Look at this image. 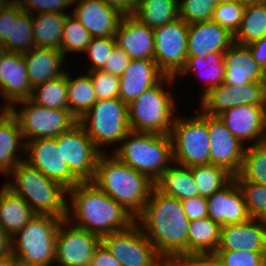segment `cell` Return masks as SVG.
I'll return each mask as SVG.
<instances>
[{
    "mask_svg": "<svg viewBox=\"0 0 266 266\" xmlns=\"http://www.w3.org/2000/svg\"><path fill=\"white\" fill-rule=\"evenodd\" d=\"M135 222L162 259L176 260L188 254L190 220L179 199L164 195L154 187Z\"/></svg>",
    "mask_w": 266,
    "mask_h": 266,
    "instance_id": "1",
    "label": "cell"
},
{
    "mask_svg": "<svg viewBox=\"0 0 266 266\" xmlns=\"http://www.w3.org/2000/svg\"><path fill=\"white\" fill-rule=\"evenodd\" d=\"M67 195L70 196L67 221L100 237L135 223V218L121 204L92 182H79L68 189Z\"/></svg>",
    "mask_w": 266,
    "mask_h": 266,
    "instance_id": "2",
    "label": "cell"
},
{
    "mask_svg": "<svg viewBox=\"0 0 266 266\" xmlns=\"http://www.w3.org/2000/svg\"><path fill=\"white\" fill-rule=\"evenodd\" d=\"M102 153L92 183L121 204L135 219L142 213L155 187L147 176L120 161L114 154Z\"/></svg>",
    "mask_w": 266,
    "mask_h": 266,
    "instance_id": "3",
    "label": "cell"
},
{
    "mask_svg": "<svg viewBox=\"0 0 266 266\" xmlns=\"http://www.w3.org/2000/svg\"><path fill=\"white\" fill-rule=\"evenodd\" d=\"M12 182H4L14 194L28 203L34 214L66 219L68 189L49 179L41 171L20 162L9 174ZM66 197V198H65Z\"/></svg>",
    "mask_w": 266,
    "mask_h": 266,
    "instance_id": "4",
    "label": "cell"
},
{
    "mask_svg": "<svg viewBox=\"0 0 266 266\" xmlns=\"http://www.w3.org/2000/svg\"><path fill=\"white\" fill-rule=\"evenodd\" d=\"M114 148L112 154L154 183L173 163L170 135L130 130Z\"/></svg>",
    "mask_w": 266,
    "mask_h": 266,
    "instance_id": "5",
    "label": "cell"
},
{
    "mask_svg": "<svg viewBox=\"0 0 266 266\" xmlns=\"http://www.w3.org/2000/svg\"><path fill=\"white\" fill-rule=\"evenodd\" d=\"M175 81L176 78L165 76L157 85L142 92L128 104L131 131L170 135L177 108L173 94L164 88Z\"/></svg>",
    "mask_w": 266,
    "mask_h": 266,
    "instance_id": "6",
    "label": "cell"
},
{
    "mask_svg": "<svg viewBox=\"0 0 266 266\" xmlns=\"http://www.w3.org/2000/svg\"><path fill=\"white\" fill-rule=\"evenodd\" d=\"M63 219L35 214L12 239V254L38 266H54L58 227Z\"/></svg>",
    "mask_w": 266,
    "mask_h": 266,
    "instance_id": "7",
    "label": "cell"
},
{
    "mask_svg": "<svg viewBox=\"0 0 266 266\" xmlns=\"http://www.w3.org/2000/svg\"><path fill=\"white\" fill-rule=\"evenodd\" d=\"M172 158L177 165L193 167L210 164V136L207 115L175 117L171 128Z\"/></svg>",
    "mask_w": 266,
    "mask_h": 266,
    "instance_id": "8",
    "label": "cell"
},
{
    "mask_svg": "<svg viewBox=\"0 0 266 266\" xmlns=\"http://www.w3.org/2000/svg\"><path fill=\"white\" fill-rule=\"evenodd\" d=\"M78 123L104 153L102 146L120 143L130 131L128 105L119 98L97 100Z\"/></svg>",
    "mask_w": 266,
    "mask_h": 266,
    "instance_id": "9",
    "label": "cell"
},
{
    "mask_svg": "<svg viewBox=\"0 0 266 266\" xmlns=\"http://www.w3.org/2000/svg\"><path fill=\"white\" fill-rule=\"evenodd\" d=\"M16 104L22 105L19 112L15 105L9 110L19 122L25 143L40 138H55L78 123L68 109L45 108L30 99Z\"/></svg>",
    "mask_w": 266,
    "mask_h": 266,
    "instance_id": "10",
    "label": "cell"
},
{
    "mask_svg": "<svg viewBox=\"0 0 266 266\" xmlns=\"http://www.w3.org/2000/svg\"><path fill=\"white\" fill-rule=\"evenodd\" d=\"M189 25L180 17L154 32V61L165 75L177 78L187 62Z\"/></svg>",
    "mask_w": 266,
    "mask_h": 266,
    "instance_id": "11",
    "label": "cell"
},
{
    "mask_svg": "<svg viewBox=\"0 0 266 266\" xmlns=\"http://www.w3.org/2000/svg\"><path fill=\"white\" fill-rule=\"evenodd\" d=\"M57 146H61L63 160L70 173L79 182H92L96 165L102 152L79 124L55 137Z\"/></svg>",
    "mask_w": 266,
    "mask_h": 266,
    "instance_id": "12",
    "label": "cell"
},
{
    "mask_svg": "<svg viewBox=\"0 0 266 266\" xmlns=\"http://www.w3.org/2000/svg\"><path fill=\"white\" fill-rule=\"evenodd\" d=\"M101 242L122 266H157L163 260L136 222L125 230L103 235Z\"/></svg>",
    "mask_w": 266,
    "mask_h": 266,
    "instance_id": "13",
    "label": "cell"
},
{
    "mask_svg": "<svg viewBox=\"0 0 266 266\" xmlns=\"http://www.w3.org/2000/svg\"><path fill=\"white\" fill-rule=\"evenodd\" d=\"M100 242L101 237L98 234L63 219L56 235L54 266H89Z\"/></svg>",
    "mask_w": 266,
    "mask_h": 266,
    "instance_id": "14",
    "label": "cell"
},
{
    "mask_svg": "<svg viewBox=\"0 0 266 266\" xmlns=\"http://www.w3.org/2000/svg\"><path fill=\"white\" fill-rule=\"evenodd\" d=\"M200 98V112L213 117L239 105L266 106V82H250L241 87L223 83Z\"/></svg>",
    "mask_w": 266,
    "mask_h": 266,
    "instance_id": "15",
    "label": "cell"
},
{
    "mask_svg": "<svg viewBox=\"0 0 266 266\" xmlns=\"http://www.w3.org/2000/svg\"><path fill=\"white\" fill-rule=\"evenodd\" d=\"M24 161L67 189L79 183L63 160L61 146H57L55 138H40L26 142Z\"/></svg>",
    "mask_w": 266,
    "mask_h": 266,
    "instance_id": "16",
    "label": "cell"
},
{
    "mask_svg": "<svg viewBox=\"0 0 266 266\" xmlns=\"http://www.w3.org/2000/svg\"><path fill=\"white\" fill-rule=\"evenodd\" d=\"M207 128L211 147L210 164L224 168L233 177L238 175L246 146L228 130L219 117L207 115Z\"/></svg>",
    "mask_w": 266,
    "mask_h": 266,
    "instance_id": "17",
    "label": "cell"
},
{
    "mask_svg": "<svg viewBox=\"0 0 266 266\" xmlns=\"http://www.w3.org/2000/svg\"><path fill=\"white\" fill-rule=\"evenodd\" d=\"M218 117L242 144L266 142V106L239 105Z\"/></svg>",
    "mask_w": 266,
    "mask_h": 266,
    "instance_id": "18",
    "label": "cell"
},
{
    "mask_svg": "<svg viewBox=\"0 0 266 266\" xmlns=\"http://www.w3.org/2000/svg\"><path fill=\"white\" fill-rule=\"evenodd\" d=\"M31 94L24 56L3 51L0 55V95L7 102L3 107L10 109L17 102L30 99Z\"/></svg>",
    "mask_w": 266,
    "mask_h": 266,
    "instance_id": "19",
    "label": "cell"
},
{
    "mask_svg": "<svg viewBox=\"0 0 266 266\" xmlns=\"http://www.w3.org/2000/svg\"><path fill=\"white\" fill-rule=\"evenodd\" d=\"M72 13L92 37H114L123 15L103 0H73Z\"/></svg>",
    "mask_w": 266,
    "mask_h": 266,
    "instance_id": "20",
    "label": "cell"
},
{
    "mask_svg": "<svg viewBox=\"0 0 266 266\" xmlns=\"http://www.w3.org/2000/svg\"><path fill=\"white\" fill-rule=\"evenodd\" d=\"M208 217L220 226L241 224L251 219L242 190L233 178L225 187L207 198Z\"/></svg>",
    "mask_w": 266,
    "mask_h": 266,
    "instance_id": "21",
    "label": "cell"
},
{
    "mask_svg": "<svg viewBox=\"0 0 266 266\" xmlns=\"http://www.w3.org/2000/svg\"><path fill=\"white\" fill-rule=\"evenodd\" d=\"M116 46L131 60H154V32L134 15L123 16L116 34Z\"/></svg>",
    "mask_w": 266,
    "mask_h": 266,
    "instance_id": "22",
    "label": "cell"
},
{
    "mask_svg": "<svg viewBox=\"0 0 266 266\" xmlns=\"http://www.w3.org/2000/svg\"><path fill=\"white\" fill-rule=\"evenodd\" d=\"M224 63L226 85L241 87L250 82H266V70L255 61L247 45L234 42L224 53Z\"/></svg>",
    "mask_w": 266,
    "mask_h": 266,
    "instance_id": "23",
    "label": "cell"
},
{
    "mask_svg": "<svg viewBox=\"0 0 266 266\" xmlns=\"http://www.w3.org/2000/svg\"><path fill=\"white\" fill-rule=\"evenodd\" d=\"M233 43V34L212 19L189 24L187 56L205 58L208 53L226 52Z\"/></svg>",
    "mask_w": 266,
    "mask_h": 266,
    "instance_id": "24",
    "label": "cell"
},
{
    "mask_svg": "<svg viewBox=\"0 0 266 266\" xmlns=\"http://www.w3.org/2000/svg\"><path fill=\"white\" fill-rule=\"evenodd\" d=\"M217 250L266 251V221L250 219L241 224L221 226Z\"/></svg>",
    "mask_w": 266,
    "mask_h": 266,
    "instance_id": "25",
    "label": "cell"
},
{
    "mask_svg": "<svg viewBox=\"0 0 266 266\" xmlns=\"http://www.w3.org/2000/svg\"><path fill=\"white\" fill-rule=\"evenodd\" d=\"M164 77L154 60H131L128 68L119 76V99L128 105Z\"/></svg>",
    "mask_w": 266,
    "mask_h": 266,
    "instance_id": "26",
    "label": "cell"
},
{
    "mask_svg": "<svg viewBox=\"0 0 266 266\" xmlns=\"http://www.w3.org/2000/svg\"><path fill=\"white\" fill-rule=\"evenodd\" d=\"M23 141L17 118L9 109H5L0 114V173L6 174V177L20 162L25 160L26 143Z\"/></svg>",
    "mask_w": 266,
    "mask_h": 266,
    "instance_id": "27",
    "label": "cell"
},
{
    "mask_svg": "<svg viewBox=\"0 0 266 266\" xmlns=\"http://www.w3.org/2000/svg\"><path fill=\"white\" fill-rule=\"evenodd\" d=\"M23 56L32 89L45 81L66 74V69L63 70L62 66L67 60L60 50L34 47Z\"/></svg>",
    "mask_w": 266,
    "mask_h": 266,
    "instance_id": "28",
    "label": "cell"
},
{
    "mask_svg": "<svg viewBox=\"0 0 266 266\" xmlns=\"http://www.w3.org/2000/svg\"><path fill=\"white\" fill-rule=\"evenodd\" d=\"M30 205L5 185L0 188V227L13 237L34 216Z\"/></svg>",
    "mask_w": 266,
    "mask_h": 266,
    "instance_id": "29",
    "label": "cell"
},
{
    "mask_svg": "<svg viewBox=\"0 0 266 266\" xmlns=\"http://www.w3.org/2000/svg\"><path fill=\"white\" fill-rule=\"evenodd\" d=\"M172 164L154 183L155 188L164 195L179 199L180 201L199 196L191 169L181 165L177 166L174 162Z\"/></svg>",
    "mask_w": 266,
    "mask_h": 266,
    "instance_id": "30",
    "label": "cell"
},
{
    "mask_svg": "<svg viewBox=\"0 0 266 266\" xmlns=\"http://www.w3.org/2000/svg\"><path fill=\"white\" fill-rule=\"evenodd\" d=\"M68 15L59 12L31 15L35 47L60 50L64 23Z\"/></svg>",
    "mask_w": 266,
    "mask_h": 266,
    "instance_id": "31",
    "label": "cell"
},
{
    "mask_svg": "<svg viewBox=\"0 0 266 266\" xmlns=\"http://www.w3.org/2000/svg\"><path fill=\"white\" fill-rule=\"evenodd\" d=\"M224 53L225 52L208 53L205 58L200 55L187 57L186 65L180 74L184 77L183 75H188L196 71L198 74L200 72L201 74L204 73L205 79L204 77L203 79L207 82H205L206 87L203 93H201V97L210 89L223 84L224 76L227 71L226 64L224 63Z\"/></svg>",
    "mask_w": 266,
    "mask_h": 266,
    "instance_id": "32",
    "label": "cell"
},
{
    "mask_svg": "<svg viewBox=\"0 0 266 266\" xmlns=\"http://www.w3.org/2000/svg\"><path fill=\"white\" fill-rule=\"evenodd\" d=\"M68 91V110L77 119H81L97 102L95 90L88 74L76 78L66 72Z\"/></svg>",
    "mask_w": 266,
    "mask_h": 266,
    "instance_id": "33",
    "label": "cell"
},
{
    "mask_svg": "<svg viewBox=\"0 0 266 266\" xmlns=\"http://www.w3.org/2000/svg\"><path fill=\"white\" fill-rule=\"evenodd\" d=\"M221 226L209 217L190 221L188 254L215 253L220 243Z\"/></svg>",
    "mask_w": 266,
    "mask_h": 266,
    "instance_id": "34",
    "label": "cell"
},
{
    "mask_svg": "<svg viewBox=\"0 0 266 266\" xmlns=\"http://www.w3.org/2000/svg\"><path fill=\"white\" fill-rule=\"evenodd\" d=\"M134 16L151 29L179 18V0H137Z\"/></svg>",
    "mask_w": 266,
    "mask_h": 266,
    "instance_id": "35",
    "label": "cell"
},
{
    "mask_svg": "<svg viewBox=\"0 0 266 266\" xmlns=\"http://www.w3.org/2000/svg\"><path fill=\"white\" fill-rule=\"evenodd\" d=\"M266 37V1L245 5L239 29L233 35L235 43L249 45Z\"/></svg>",
    "mask_w": 266,
    "mask_h": 266,
    "instance_id": "36",
    "label": "cell"
},
{
    "mask_svg": "<svg viewBox=\"0 0 266 266\" xmlns=\"http://www.w3.org/2000/svg\"><path fill=\"white\" fill-rule=\"evenodd\" d=\"M30 100L49 109H68L66 74L34 87Z\"/></svg>",
    "mask_w": 266,
    "mask_h": 266,
    "instance_id": "37",
    "label": "cell"
},
{
    "mask_svg": "<svg viewBox=\"0 0 266 266\" xmlns=\"http://www.w3.org/2000/svg\"><path fill=\"white\" fill-rule=\"evenodd\" d=\"M198 189L199 195L210 197L225 187L233 176L224 168L213 164L189 167Z\"/></svg>",
    "mask_w": 266,
    "mask_h": 266,
    "instance_id": "38",
    "label": "cell"
},
{
    "mask_svg": "<svg viewBox=\"0 0 266 266\" xmlns=\"http://www.w3.org/2000/svg\"><path fill=\"white\" fill-rule=\"evenodd\" d=\"M0 46L4 51L22 55L35 47L30 13L22 10L16 20H12L11 40H5Z\"/></svg>",
    "mask_w": 266,
    "mask_h": 266,
    "instance_id": "39",
    "label": "cell"
},
{
    "mask_svg": "<svg viewBox=\"0 0 266 266\" xmlns=\"http://www.w3.org/2000/svg\"><path fill=\"white\" fill-rule=\"evenodd\" d=\"M238 175L245 181L266 185V142L246 147Z\"/></svg>",
    "mask_w": 266,
    "mask_h": 266,
    "instance_id": "40",
    "label": "cell"
},
{
    "mask_svg": "<svg viewBox=\"0 0 266 266\" xmlns=\"http://www.w3.org/2000/svg\"><path fill=\"white\" fill-rule=\"evenodd\" d=\"M91 38L92 36L87 29L70 13L64 23L60 51L65 57L68 52L84 53Z\"/></svg>",
    "mask_w": 266,
    "mask_h": 266,
    "instance_id": "41",
    "label": "cell"
},
{
    "mask_svg": "<svg viewBox=\"0 0 266 266\" xmlns=\"http://www.w3.org/2000/svg\"><path fill=\"white\" fill-rule=\"evenodd\" d=\"M233 178L242 190L251 219L266 221V185L245 181L239 175Z\"/></svg>",
    "mask_w": 266,
    "mask_h": 266,
    "instance_id": "42",
    "label": "cell"
},
{
    "mask_svg": "<svg viewBox=\"0 0 266 266\" xmlns=\"http://www.w3.org/2000/svg\"><path fill=\"white\" fill-rule=\"evenodd\" d=\"M216 0H179V17L188 25L212 19Z\"/></svg>",
    "mask_w": 266,
    "mask_h": 266,
    "instance_id": "43",
    "label": "cell"
},
{
    "mask_svg": "<svg viewBox=\"0 0 266 266\" xmlns=\"http://www.w3.org/2000/svg\"><path fill=\"white\" fill-rule=\"evenodd\" d=\"M245 5L239 1L217 4L213 11L212 20L231 34H235L239 29Z\"/></svg>",
    "mask_w": 266,
    "mask_h": 266,
    "instance_id": "44",
    "label": "cell"
},
{
    "mask_svg": "<svg viewBox=\"0 0 266 266\" xmlns=\"http://www.w3.org/2000/svg\"><path fill=\"white\" fill-rule=\"evenodd\" d=\"M223 266H266V251L217 250Z\"/></svg>",
    "mask_w": 266,
    "mask_h": 266,
    "instance_id": "45",
    "label": "cell"
},
{
    "mask_svg": "<svg viewBox=\"0 0 266 266\" xmlns=\"http://www.w3.org/2000/svg\"><path fill=\"white\" fill-rule=\"evenodd\" d=\"M116 47L115 38L108 37H92L89 45L84 53H87L92 67L89 71L101 70L109 56H111Z\"/></svg>",
    "mask_w": 266,
    "mask_h": 266,
    "instance_id": "46",
    "label": "cell"
},
{
    "mask_svg": "<svg viewBox=\"0 0 266 266\" xmlns=\"http://www.w3.org/2000/svg\"><path fill=\"white\" fill-rule=\"evenodd\" d=\"M97 100L119 98L120 79L102 70L89 71Z\"/></svg>",
    "mask_w": 266,
    "mask_h": 266,
    "instance_id": "47",
    "label": "cell"
},
{
    "mask_svg": "<svg viewBox=\"0 0 266 266\" xmlns=\"http://www.w3.org/2000/svg\"><path fill=\"white\" fill-rule=\"evenodd\" d=\"M72 2L73 0H15V3L23 11H26L31 15L35 14L36 12H59L63 14H68L65 9L72 6Z\"/></svg>",
    "mask_w": 266,
    "mask_h": 266,
    "instance_id": "48",
    "label": "cell"
},
{
    "mask_svg": "<svg viewBox=\"0 0 266 266\" xmlns=\"http://www.w3.org/2000/svg\"><path fill=\"white\" fill-rule=\"evenodd\" d=\"M183 211L190 221L208 217L207 198L202 196L181 200Z\"/></svg>",
    "mask_w": 266,
    "mask_h": 266,
    "instance_id": "49",
    "label": "cell"
},
{
    "mask_svg": "<svg viewBox=\"0 0 266 266\" xmlns=\"http://www.w3.org/2000/svg\"><path fill=\"white\" fill-rule=\"evenodd\" d=\"M130 62L131 59L125 53V51L116 46L111 56H109L108 61H106V64L101 70L104 72L121 76L124 73V71L128 68Z\"/></svg>",
    "mask_w": 266,
    "mask_h": 266,
    "instance_id": "50",
    "label": "cell"
},
{
    "mask_svg": "<svg viewBox=\"0 0 266 266\" xmlns=\"http://www.w3.org/2000/svg\"><path fill=\"white\" fill-rule=\"evenodd\" d=\"M181 266H223L216 253H192L176 259Z\"/></svg>",
    "mask_w": 266,
    "mask_h": 266,
    "instance_id": "51",
    "label": "cell"
},
{
    "mask_svg": "<svg viewBox=\"0 0 266 266\" xmlns=\"http://www.w3.org/2000/svg\"><path fill=\"white\" fill-rule=\"evenodd\" d=\"M22 9L14 2L0 13V45L5 40H11L12 20H16Z\"/></svg>",
    "mask_w": 266,
    "mask_h": 266,
    "instance_id": "52",
    "label": "cell"
},
{
    "mask_svg": "<svg viewBox=\"0 0 266 266\" xmlns=\"http://www.w3.org/2000/svg\"><path fill=\"white\" fill-rule=\"evenodd\" d=\"M89 266H122L107 247L100 242L95 248Z\"/></svg>",
    "mask_w": 266,
    "mask_h": 266,
    "instance_id": "53",
    "label": "cell"
},
{
    "mask_svg": "<svg viewBox=\"0 0 266 266\" xmlns=\"http://www.w3.org/2000/svg\"><path fill=\"white\" fill-rule=\"evenodd\" d=\"M108 6L116 9L123 16L134 15L137 0H103Z\"/></svg>",
    "mask_w": 266,
    "mask_h": 266,
    "instance_id": "54",
    "label": "cell"
},
{
    "mask_svg": "<svg viewBox=\"0 0 266 266\" xmlns=\"http://www.w3.org/2000/svg\"><path fill=\"white\" fill-rule=\"evenodd\" d=\"M255 61L266 70V37L247 45Z\"/></svg>",
    "mask_w": 266,
    "mask_h": 266,
    "instance_id": "55",
    "label": "cell"
},
{
    "mask_svg": "<svg viewBox=\"0 0 266 266\" xmlns=\"http://www.w3.org/2000/svg\"><path fill=\"white\" fill-rule=\"evenodd\" d=\"M12 254L11 236L0 227V257Z\"/></svg>",
    "mask_w": 266,
    "mask_h": 266,
    "instance_id": "56",
    "label": "cell"
},
{
    "mask_svg": "<svg viewBox=\"0 0 266 266\" xmlns=\"http://www.w3.org/2000/svg\"><path fill=\"white\" fill-rule=\"evenodd\" d=\"M0 266H14L13 254H9L7 256L0 257Z\"/></svg>",
    "mask_w": 266,
    "mask_h": 266,
    "instance_id": "57",
    "label": "cell"
},
{
    "mask_svg": "<svg viewBox=\"0 0 266 266\" xmlns=\"http://www.w3.org/2000/svg\"><path fill=\"white\" fill-rule=\"evenodd\" d=\"M157 266H181L177 260L163 259Z\"/></svg>",
    "mask_w": 266,
    "mask_h": 266,
    "instance_id": "58",
    "label": "cell"
},
{
    "mask_svg": "<svg viewBox=\"0 0 266 266\" xmlns=\"http://www.w3.org/2000/svg\"><path fill=\"white\" fill-rule=\"evenodd\" d=\"M14 266H38V265L18 259L17 257L14 256Z\"/></svg>",
    "mask_w": 266,
    "mask_h": 266,
    "instance_id": "59",
    "label": "cell"
},
{
    "mask_svg": "<svg viewBox=\"0 0 266 266\" xmlns=\"http://www.w3.org/2000/svg\"><path fill=\"white\" fill-rule=\"evenodd\" d=\"M15 0H0V13L12 5Z\"/></svg>",
    "mask_w": 266,
    "mask_h": 266,
    "instance_id": "60",
    "label": "cell"
},
{
    "mask_svg": "<svg viewBox=\"0 0 266 266\" xmlns=\"http://www.w3.org/2000/svg\"><path fill=\"white\" fill-rule=\"evenodd\" d=\"M243 5H249V4H260L265 2L266 0H237Z\"/></svg>",
    "mask_w": 266,
    "mask_h": 266,
    "instance_id": "61",
    "label": "cell"
},
{
    "mask_svg": "<svg viewBox=\"0 0 266 266\" xmlns=\"http://www.w3.org/2000/svg\"><path fill=\"white\" fill-rule=\"evenodd\" d=\"M218 4H222V3H229V2H233L236 0H216Z\"/></svg>",
    "mask_w": 266,
    "mask_h": 266,
    "instance_id": "62",
    "label": "cell"
},
{
    "mask_svg": "<svg viewBox=\"0 0 266 266\" xmlns=\"http://www.w3.org/2000/svg\"><path fill=\"white\" fill-rule=\"evenodd\" d=\"M5 110L4 107L0 106V114Z\"/></svg>",
    "mask_w": 266,
    "mask_h": 266,
    "instance_id": "63",
    "label": "cell"
},
{
    "mask_svg": "<svg viewBox=\"0 0 266 266\" xmlns=\"http://www.w3.org/2000/svg\"><path fill=\"white\" fill-rule=\"evenodd\" d=\"M4 50L2 49V47L0 46V55H1V53L3 52Z\"/></svg>",
    "mask_w": 266,
    "mask_h": 266,
    "instance_id": "64",
    "label": "cell"
}]
</instances>
